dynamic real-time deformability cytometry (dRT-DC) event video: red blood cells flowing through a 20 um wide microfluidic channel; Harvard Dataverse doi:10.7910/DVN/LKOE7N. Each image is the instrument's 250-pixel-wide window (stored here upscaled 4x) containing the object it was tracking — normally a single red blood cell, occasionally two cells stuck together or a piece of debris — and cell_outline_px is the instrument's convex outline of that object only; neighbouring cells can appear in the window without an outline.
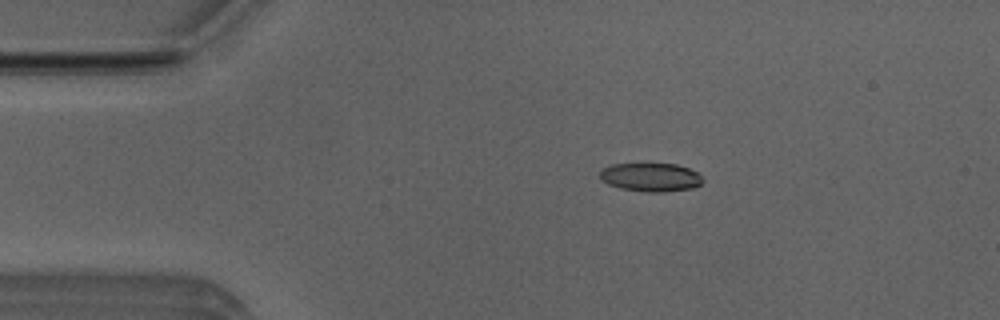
{"species": "Egyptian fruit bat (a non-hibernating species)", "species_latin": "Rousettus aegyptiacus", "temperature_condition": "room temperature", "stored_images_in_passage": 31, "camera_frame_rate_fps": 3000, "um_per_image_px": 0.085, "animal": {"sex": "male"}, "frame": {"image": 1, "passage_image": 1, "time_ms": 0.0, "image_size_px": [1000, 320], "cell_outline_px": [[704, 180], [700, 184], [692, 188], [664, 192], [648, 192], [620, 188], [608, 184], [600, 180], [600, 172], [604, 168], [612, 164], [676, 164], [688, 168], [696, 172]], "centroid_in_image_um": [55.3, 15.07], "position_along_channel_um": 29.7, "area_um2": 16.99}}
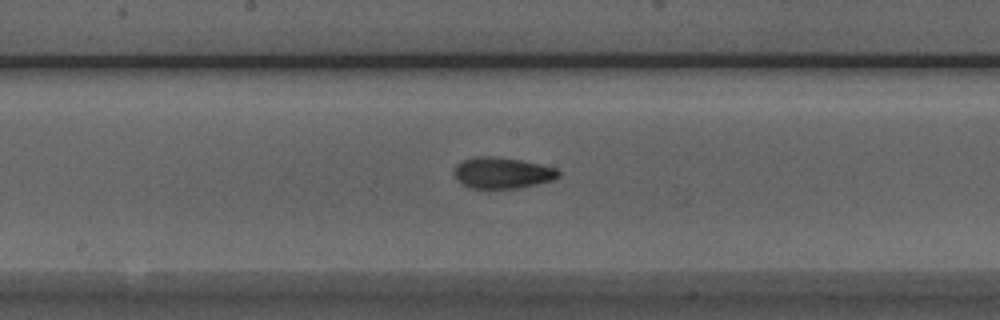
{"frame": {"image": 2, "passage_image": 18, "time_ms": 5.667, "image_size_px": [1000, 320], "cell_outline_px": [[560, 176], [552, 180], [520, 188], [468, 188], [460, 184], [456, 180], [456, 164], [464, 160], [476, 156], [488, 156], [520, 160], [540, 164], [556, 168], [560, 172]], "centroid_in_image_um": [42.69, 14.7], "position_along_channel_um": 205.5, "area_um2": 18.84}}
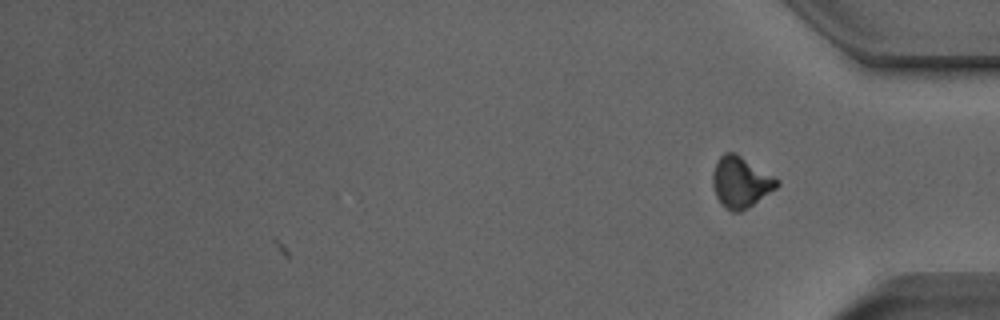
{"frame": {"image": 3, "passage_image": 31, "time_ms": 10.0, "image_size_px": [1000, 320], "cell_outline_px": [[780, 184], [776, 188], [748, 208], [740, 212], [732, 212], [724, 208], [720, 204], [716, 196], [712, 184], [712, 172], [716, 160], [724, 152], [736, 152], [776, 176], [780, 180]], "centroid_in_image_um": [62.96, 15.46], "position_along_channel_um": 372.2, "area_um2": 19.65}, "authors_computed_cell_mechanics": {"area_um2": 18.3226, "velocity_mm_per_s": 3.9465, "shape_relaxation_time_tau1_ms": null, "shape_relaxation_time_tau2_ms": 2.3153, "deformation_change_tau1": null, "deformation_change_tau2": 0.0868}}